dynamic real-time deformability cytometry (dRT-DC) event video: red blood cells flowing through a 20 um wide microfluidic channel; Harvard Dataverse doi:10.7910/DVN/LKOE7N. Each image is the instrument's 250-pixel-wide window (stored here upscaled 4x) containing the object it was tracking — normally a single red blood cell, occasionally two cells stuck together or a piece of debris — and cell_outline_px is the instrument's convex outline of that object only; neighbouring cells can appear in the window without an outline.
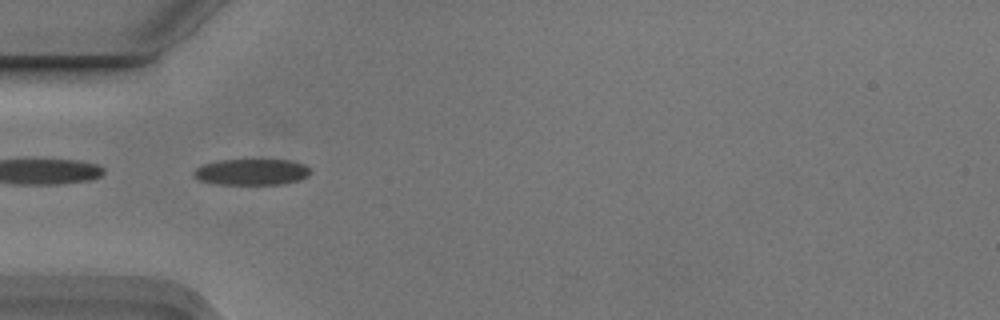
{"species": "Egyptian fruit bat (a non-hibernating species)", "species_latin": "Rousettus aegyptiacus", "temperature_condition": "cold", "stored_images_in_passage": 4, "camera_frame_rate_fps": 3000, "um_per_image_px": 0.085, "animal": {"sex": "male"}, "frame": {"image": 1, "passage_image": 3, "time_ms": 0.667, "image_size_px": [1000, 320], "cell_outline_px": [[312, 172], [308, 176], [300, 180], [280, 184], [216, 184], [200, 180], [192, 176], [192, 172], [196, 168], [204, 164], [216, 160], [288, 160], [304, 164]], "centroid_in_image_um": [21.37, 14.62], "position_along_channel_um": 63.6, "area_um2": 17.8}}